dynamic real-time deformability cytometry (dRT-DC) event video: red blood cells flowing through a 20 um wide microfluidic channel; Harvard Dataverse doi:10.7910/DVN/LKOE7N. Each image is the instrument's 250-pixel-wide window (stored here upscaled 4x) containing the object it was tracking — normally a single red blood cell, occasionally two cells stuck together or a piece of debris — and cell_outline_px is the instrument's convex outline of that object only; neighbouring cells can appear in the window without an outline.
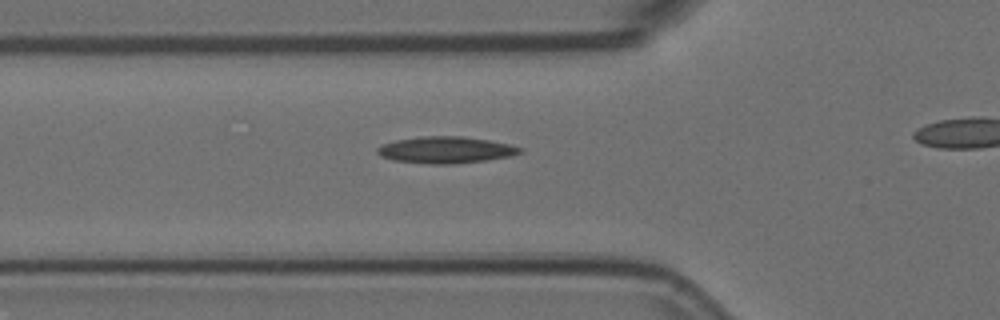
{"species": "Egyptian fruit bat (a non-hibernating species)", "species_latin": "Rousettus aegyptiacus", "temperature_condition": "room temperature", "stored_images_in_passage": 4, "camera_frame_rate_fps": 3000, "um_per_image_px": 0.085, "animal": {"sex": "female"}, "frame": {"image": 1, "passage_image": 4, "time_ms": 1.0, "image_size_px": [1000, 320], "cell_outline_px": [[524, 152], [512, 156], [484, 160], [452, 164], [428, 164], [392, 160], [380, 156], [376, 152], [376, 148], [384, 144], [396, 140], [420, 136], [460, 136], [488, 140], [508, 144], [524, 148]], "centroid_in_image_um": [37.89, 12.74], "position_along_channel_um": 87.9, "area_um2": 22.2}}